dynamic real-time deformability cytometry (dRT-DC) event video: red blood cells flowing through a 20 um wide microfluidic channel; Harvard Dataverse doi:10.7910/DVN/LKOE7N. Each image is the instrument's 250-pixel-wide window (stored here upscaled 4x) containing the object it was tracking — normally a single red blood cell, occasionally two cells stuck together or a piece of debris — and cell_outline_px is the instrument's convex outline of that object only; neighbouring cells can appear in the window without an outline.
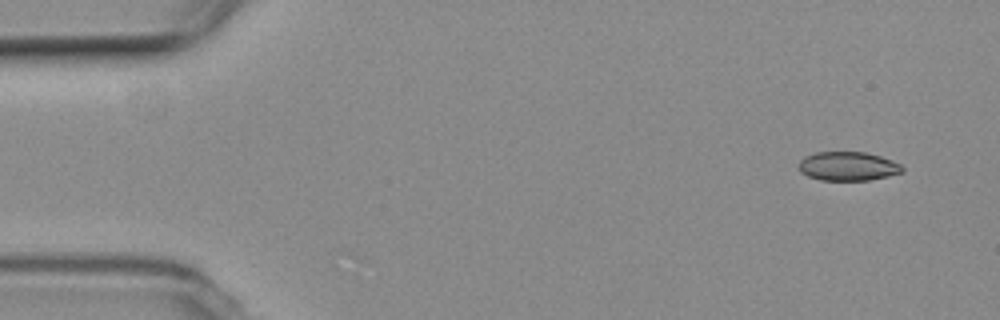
{"species": "common noctule bat (a hibernating species)", "species_latin": "Nyctalus noctula", "temperature_condition": "room temperature", "stored_images_in_passage": 6, "camera_frame_rate_fps": 3000, "um_per_image_px": 0.085, "animal": {"sex": "female", "body_mass_g": 19.3, "forearm_length_mm": 54.1}, "frame": {"image": 1, "passage_image": 6, "time_ms": 6.667, "image_size_px": [1000, 320], "cell_outline_px": [[904, 172], [888, 176], [868, 180], [820, 180], [808, 176], [800, 172], [800, 160], [804, 156], [816, 152], [864, 152], [880, 156], [892, 160], [900, 164], [904, 168]], "centroid_in_image_um": [72.09, 14.13], "position_along_channel_um": 12.9, "area_um2": 17.46}}